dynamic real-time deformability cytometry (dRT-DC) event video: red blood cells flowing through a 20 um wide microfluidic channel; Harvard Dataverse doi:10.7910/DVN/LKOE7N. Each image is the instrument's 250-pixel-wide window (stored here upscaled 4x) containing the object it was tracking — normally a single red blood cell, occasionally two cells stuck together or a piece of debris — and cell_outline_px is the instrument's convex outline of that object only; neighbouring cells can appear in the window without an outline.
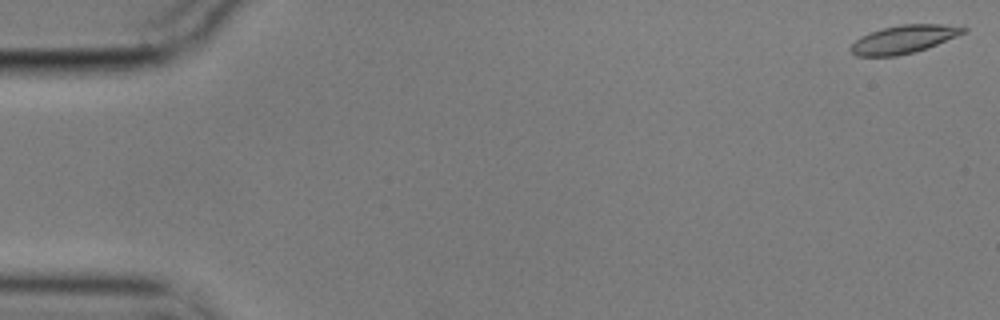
{"species": "common noctule bat (a hibernating species)", "species_latin": "Nyctalus noctula", "temperature_condition": "cold", "stored_images_in_passage": 50, "camera_frame_rate_fps": 3000, "um_per_image_px": 0.085, "animal": {"sex": "male", "body_mass_g": 17.9}, "frame": {"image": 1, "passage_image": 1, "time_ms": 0.0, "image_size_px": [1000, 320], "cell_outline_px": [[968, 28], [964, 32], [956, 36], [916, 52], [896, 56], [856, 56], [848, 48], [860, 36], [884, 28], [900, 24], [940, 24]], "centroid_in_image_um": [76.77, 3.35], "position_along_channel_um": 8.2, "area_um2": 18.15}}
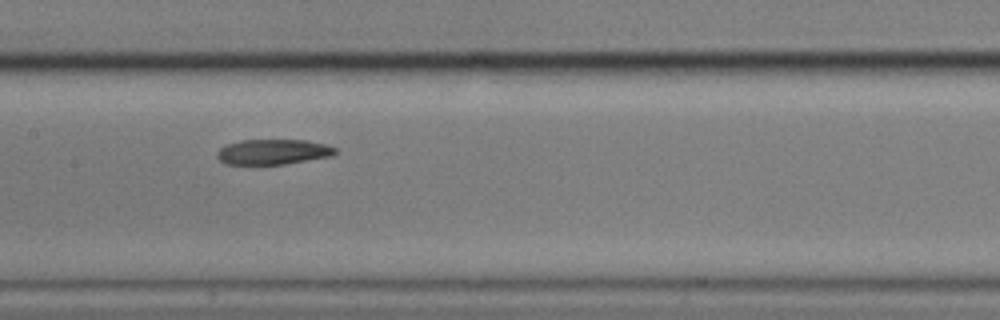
{"frame": {"image": 2, "passage_image": 28, "time_ms": 9.0, "image_size_px": [1000, 320], "cell_outline_px": [[336, 152], [332, 156], [284, 164], [224, 164], [216, 156], [216, 152], [224, 144], [240, 140], [304, 140], [324, 144], [336, 148]], "centroid_in_image_um": [23.16, 12.9], "position_along_channel_um": 184.2, "area_um2": 17.4}}
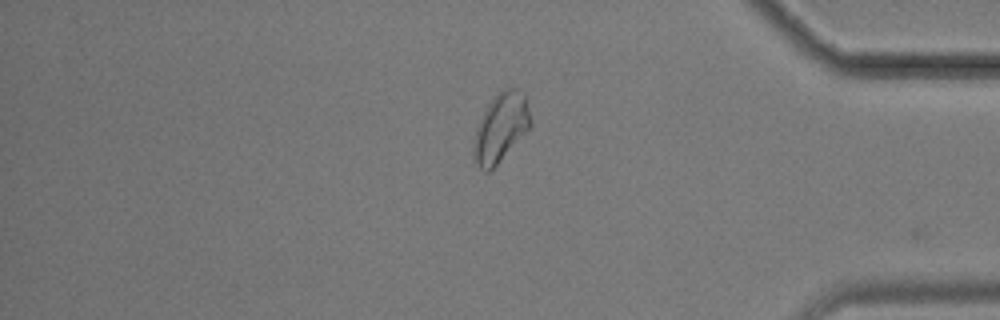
{"frame": {"image": 3, "passage_image": 48, "time_ms": 15.667, "image_size_px": [1000, 320], "cell_outline_px": [[532, 124], [496, 164], [488, 172], [484, 172], [480, 168], [472, 156], [472, 144], [476, 128], [488, 104], [504, 88], [516, 88], [524, 92], [532, 120]], "centroid_in_image_um": [42.55, 10.83], "position_along_channel_um": 392.7, "area_um2": 22.37}}